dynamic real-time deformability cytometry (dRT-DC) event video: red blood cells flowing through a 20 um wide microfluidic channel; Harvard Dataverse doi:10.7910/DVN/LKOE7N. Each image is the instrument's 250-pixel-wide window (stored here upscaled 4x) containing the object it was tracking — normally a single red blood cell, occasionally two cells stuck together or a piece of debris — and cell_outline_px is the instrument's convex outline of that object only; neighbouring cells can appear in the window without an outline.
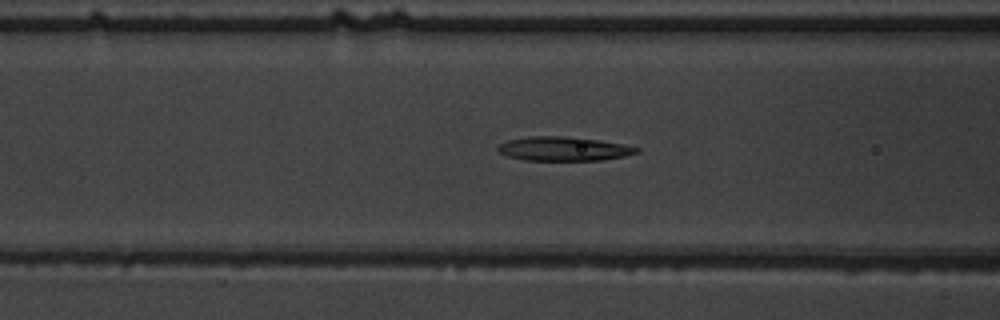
{"species": "common noctule bat (a hibernating species)", "species_latin": "Nyctalus noctula", "temperature_condition": "warm", "stored_images_in_passage": 51, "camera_frame_rate_fps": 3000, "um_per_image_px": 0.085, "animal": {"sex": "male", "body_mass_g": 19.5, "forearm_length_mm": 54.6}, "frame": {"image": 1, "passage_image": 23, "time_ms": 7.333, "image_size_px": [1000, 320], "cell_outline_px": [[640, 152], [624, 156], [600, 160], [524, 160], [508, 156], [500, 152], [496, 148], [500, 144], [508, 140], [528, 136], [564, 136], [596, 140], [624, 144], [640, 148]], "centroid_in_image_um": [47.91, 12.64], "position_along_channel_um": 118.7, "area_um2": 19.31}}
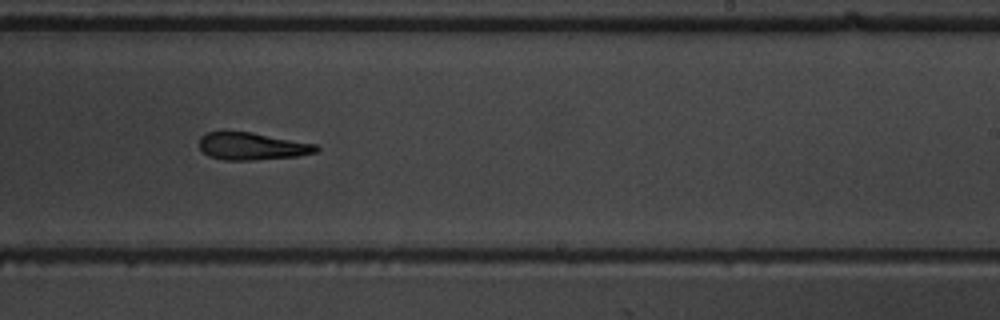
{"frame": {"image": 2, "passage_image": 35, "time_ms": 11.333, "image_size_px": [1000, 320], "cell_outline_px": [[320, 148], [316, 152], [296, 156], [252, 160], [224, 160], [208, 156], [200, 148], [200, 136], [204, 132], [252, 132], [316, 144]], "centroid_in_image_um": [21.41, 12.43], "position_along_channel_um": 267.6, "area_um2": 18.55}}
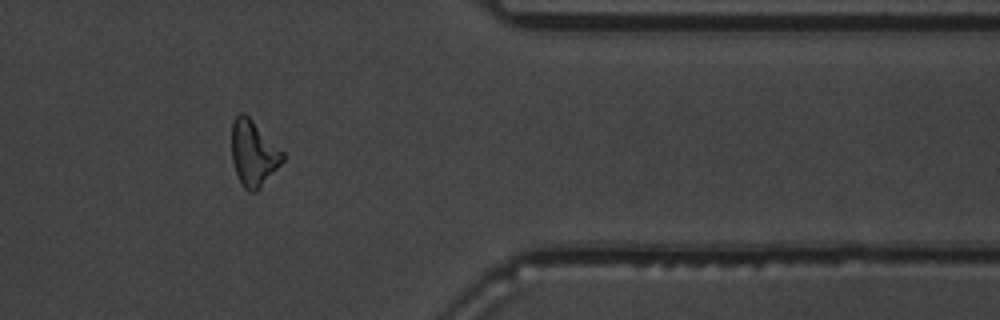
{"frame": {"image": 3, "passage_image": 46, "time_ms": 15.0, "image_size_px": [1000, 320], "cell_outline_px": [[284, 160], [260, 188], [256, 192], [248, 192], [244, 188], [236, 172], [232, 160], [232, 124], [236, 116], [240, 112], [244, 112], [284, 152]], "centroid_in_image_um": [21.54, 13.03], "position_along_channel_um": 389.9, "area_um2": 19.31}}